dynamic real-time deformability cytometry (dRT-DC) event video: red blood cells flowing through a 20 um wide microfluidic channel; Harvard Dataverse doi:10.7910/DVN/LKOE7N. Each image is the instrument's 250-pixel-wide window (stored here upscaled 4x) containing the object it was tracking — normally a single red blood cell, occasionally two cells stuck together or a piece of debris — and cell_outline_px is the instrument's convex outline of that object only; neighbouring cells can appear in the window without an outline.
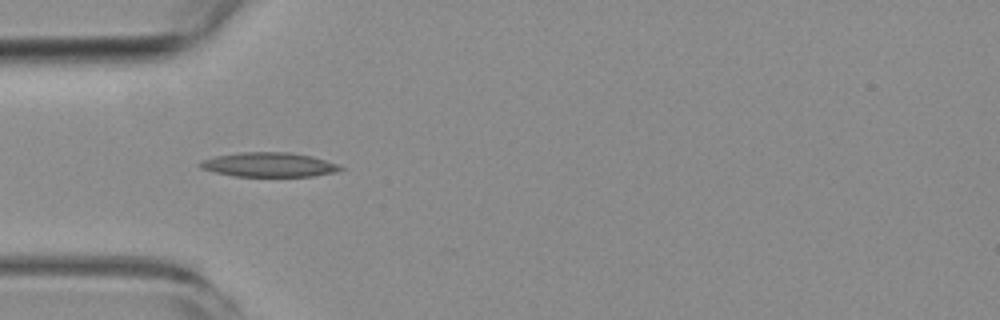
{"species": "common noctule bat (a hibernating species)", "species_latin": "Nyctalus noctula", "temperature_condition": "room temperature", "stored_images_in_passage": 1, "camera_frame_rate_fps": 3000, "um_per_image_px": 0.085, "animal": {"sex": "female", "body_mass_g": 19.3, "forearm_length_mm": 54.1}, "frame": {"image": 1, "passage_image": 1, "time_ms": 0.0, "image_size_px": [1000, 320], "cell_outline_px": [[344, 168], [336, 172], [312, 176], [232, 176], [200, 168], [196, 164], [200, 160], [216, 156], [240, 152], [288, 152], [312, 156], [340, 164]], "centroid_in_image_um": [22.85, 13.99], "position_along_channel_um": 62.2, "area_um2": 20.06}}